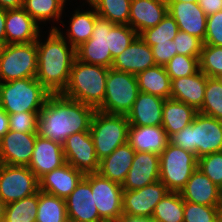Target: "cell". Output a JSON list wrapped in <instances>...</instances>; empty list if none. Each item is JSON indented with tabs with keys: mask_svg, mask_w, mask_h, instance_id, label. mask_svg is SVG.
Masks as SVG:
<instances>
[{
	"mask_svg": "<svg viewBox=\"0 0 222 222\" xmlns=\"http://www.w3.org/2000/svg\"><path fill=\"white\" fill-rule=\"evenodd\" d=\"M66 164L63 147L50 139L36 136L33 154L28 168L38 179L54 169Z\"/></svg>",
	"mask_w": 222,
	"mask_h": 222,
	"instance_id": "19",
	"label": "cell"
},
{
	"mask_svg": "<svg viewBox=\"0 0 222 222\" xmlns=\"http://www.w3.org/2000/svg\"><path fill=\"white\" fill-rule=\"evenodd\" d=\"M139 92L170 98L171 79L164 66L155 65L136 75Z\"/></svg>",
	"mask_w": 222,
	"mask_h": 222,
	"instance_id": "32",
	"label": "cell"
},
{
	"mask_svg": "<svg viewBox=\"0 0 222 222\" xmlns=\"http://www.w3.org/2000/svg\"><path fill=\"white\" fill-rule=\"evenodd\" d=\"M85 175L66 163L39 179V190L60 198H67Z\"/></svg>",
	"mask_w": 222,
	"mask_h": 222,
	"instance_id": "22",
	"label": "cell"
},
{
	"mask_svg": "<svg viewBox=\"0 0 222 222\" xmlns=\"http://www.w3.org/2000/svg\"><path fill=\"white\" fill-rule=\"evenodd\" d=\"M5 22H6V10L0 8V44L6 45V32H5Z\"/></svg>",
	"mask_w": 222,
	"mask_h": 222,
	"instance_id": "51",
	"label": "cell"
},
{
	"mask_svg": "<svg viewBox=\"0 0 222 222\" xmlns=\"http://www.w3.org/2000/svg\"><path fill=\"white\" fill-rule=\"evenodd\" d=\"M37 43L6 44L0 53V82L36 78Z\"/></svg>",
	"mask_w": 222,
	"mask_h": 222,
	"instance_id": "9",
	"label": "cell"
},
{
	"mask_svg": "<svg viewBox=\"0 0 222 222\" xmlns=\"http://www.w3.org/2000/svg\"><path fill=\"white\" fill-rule=\"evenodd\" d=\"M67 218L73 222H104L98 213L91 184L83 177L75 190L65 198Z\"/></svg>",
	"mask_w": 222,
	"mask_h": 222,
	"instance_id": "16",
	"label": "cell"
},
{
	"mask_svg": "<svg viewBox=\"0 0 222 222\" xmlns=\"http://www.w3.org/2000/svg\"><path fill=\"white\" fill-rule=\"evenodd\" d=\"M41 27L23 8L6 10V44L35 42Z\"/></svg>",
	"mask_w": 222,
	"mask_h": 222,
	"instance_id": "20",
	"label": "cell"
},
{
	"mask_svg": "<svg viewBox=\"0 0 222 222\" xmlns=\"http://www.w3.org/2000/svg\"><path fill=\"white\" fill-rule=\"evenodd\" d=\"M131 0H96L92 6L102 19L128 25Z\"/></svg>",
	"mask_w": 222,
	"mask_h": 222,
	"instance_id": "35",
	"label": "cell"
},
{
	"mask_svg": "<svg viewBox=\"0 0 222 222\" xmlns=\"http://www.w3.org/2000/svg\"><path fill=\"white\" fill-rule=\"evenodd\" d=\"M2 48H3V45H2V44H0V53H1Z\"/></svg>",
	"mask_w": 222,
	"mask_h": 222,
	"instance_id": "58",
	"label": "cell"
},
{
	"mask_svg": "<svg viewBox=\"0 0 222 222\" xmlns=\"http://www.w3.org/2000/svg\"><path fill=\"white\" fill-rule=\"evenodd\" d=\"M38 133H22L9 130L1 138L0 163L28 166Z\"/></svg>",
	"mask_w": 222,
	"mask_h": 222,
	"instance_id": "15",
	"label": "cell"
},
{
	"mask_svg": "<svg viewBox=\"0 0 222 222\" xmlns=\"http://www.w3.org/2000/svg\"><path fill=\"white\" fill-rule=\"evenodd\" d=\"M83 1H84L85 3H84ZM95 1H96V0H82L81 2H83V3H82L83 5L86 4V7H87V4H88V6H89V5H92Z\"/></svg>",
	"mask_w": 222,
	"mask_h": 222,
	"instance_id": "56",
	"label": "cell"
},
{
	"mask_svg": "<svg viewBox=\"0 0 222 222\" xmlns=\"http://www.w3.org/2000/svg\"><path fill=\"white\" fill-rule=\"evenodd\" d=\"M217 209H218L219 218L222 219V187H220V190H219V201H218Z\"/></svg>",
	"mask_w": 222,
	"mask_h": 222,
	"instance_id": "53",
	"label": "cell"
},
{
	"mask_svg": "<svg viewBox=\"0 0 222 222\" xmlns=\"http://www.w3.org/2000/svg\"><path fill=\"white\" fill-rule=\"evenodd\" d=\"M24 0H0V8L5 10L23 8Z\"/></svg>",
	"mask_w": 222,
	"mask_h": 222,
	"instance_id": "50",
	"label": "cell"
},
{
	"mask_svg": "<svg viewBox=\"0 0 222 222\" xmlns=\"http://www.w3.org/2000/svg\"><path fill=\"white\" fill-rule=\"evenodd\" d=\"M197 168L215 185L222 187V151L198 158Z\"/></svg>",
	"mask_w": 222,
	"mask_h": 222,
	"instance_id": "43",
	"label": "cell"
},
{
	"mask_svg": "<svg viewBox=\"0 0 222 222\" xmlns=\"http://www.w3.org/2000/svg\"><path fill=\"white\" fill-rule=\"evenodd\" d=\"M91 184L94 201L100 218L104 222H118L123 215V189L121 184L111 181L98 172L84 176Z\"/></svg>",
	"mask_w": 222,
	"mask_h": 222,
	"instance_id": "10",
	"label": "cell"
},
{
	"mask_svg": "<svg viewBox=\"0 0 222 222\" xmlns=\"http://www.w3.org/2000/svg\"><path fill=\"white\" fill-rule=\"evenodd\" d=\"M198 111L186 103L172 98L165 99L162 109V127L170 138L190 125Z\"/></svg>",
	"mask_w": 222,
	"mask_h": 222,
	"instance_id": "31",
	"label": "cell"
},
{
	"mask_svg": "<svg viewBox=\"0 0 222 222\" xmlns=\"http://www.w3.org/2000/svg\"><path fill=\"white\" fill-rule=\"evenodd\" d=\"M215 78L219 81V83H220L221 86H222V74L218 75V76L215 77Z\"/></svg>",
	"mask_w": 222,
	"mask_h": 222,
	"instance_id": "57",
	"label": "cell"
},
{
	"mask_svg": "<svg viewBox=\"0 0 222 222\" xmlns=\"http://www.w3.org/2000/svg\"><path fill=\"white\" fill-rule=\"evenodd\" d=\"M203 44L222 46V10L207 16Z\"/></svg>",
	"mask_w": 222,
	"mask_h": 222,
	"instance_id": "46",
	"label": "cell"
},
{
	"mask_svg": "<svg viewBox=\"0 0 222 222\" xmlns=\"http://www.w3.org/2000/svg\"><path fill=\"white\" fill-rule=\"evenodd\" d=\"M108 71L109 68L104 66L84 63L75 58L69 83L62 95L97 110L104 101Z\"/></svg>",
	"mask_w": 222,
	"mask_h": 222,
	"instance_id": "3",
	"label": "cell"
},
{
	"mask_svg": "<svg viewBox=\"0 0 222 222\" xmlns=\"http://www.w3.org/2000/svg\"><path fill=\"white\" fill-rule=\"evenodd\" d=\"M217 206H205L184 201L183 222H219Z\"/></svg>",
	"mask_w": 222,
	"mask_h": 222,
	"instance_id": "42",
	"label": "cell"
},
{
	"mask_svg": "<svg viewBox=\"0 0 222 222\" xmlns=\"http://www.w3.org/2000/svg\"><path fill=\"white\" fill-rule=\"evenodd\" d=\"M197 164L196 154L169 142L160 155L159 181L169 192H180L197 169Z\"/></svg>",
	"mask_w": 222,
	"mask_h": 222,
	"instance_id": "7",
	"label": "cell"
},
{
	"mask_svg": "<svg viewBox=\"0 0 222 222\" xmlns=\"http://www.w3.org/2000/svg\"><path fill=\"white\" fill-rule=\"evenodd\" d=\"M198 4L207 16L222 10V0H199Z\"/></svg>",
	"mask_w": 222,
	"mask_h": 222,
	"instance_id": "48",
	"label": "cell"
},
{
	"mask_svg": "<svg viewBox=\"0 0 222 222\" xmlns=\"http://www.w3.org/2000/svg\"><path fill=\"white\" fill-rule=\"evenodd\" d=\"M219 190L220 188L197 168L180 194L184 201L205 206H217Z\"/></svg>",
	"mask_w": 222,
	"mask_h": 222,
	"instance_id": "28",
	"label": "cell"
},
{
	"mask_svg": "<svg viewBox=\"0 0 222 222\" xmlns=\"http://www.w3.org/2000/svg\"><path fill=\"white\" fill-rule=\"evenodd\" d=\"M198 112L222 120V86L216 78L207 77L204 102Z\"/></svg>",
	"mask_w": 222,
	"mask_h": 222,
	"instance_id": "38",
	"label": "cell"
},
{
	"mask_svg": "<svg viewBox=\"0 0 222 222\" xmlns=\"http://www.w3.org/2000/svg\"><path fill=\"white\" fill-rule=\"evenodd\" d=\"M160 155L148 152H136L125 181L123 191L142 188L159 181Z\"/></svg>",
	"mask_w": 222,
	"mask_h": 222,
	"instance_id": "17",
	"label": "cell"
},
{
	"mask_svg": "<svg viewBox=\"0 0 222 222\" xmlns=\"http://www.w3.org/2000/svg\"><path fill=\"white\" fill-rule=\"evenodd\" d=\"M170 143L197 158L222 151V120L197 113L193 122L169 138Z\"/></svg>",
	"mask_w": 222,
	"mask_h": 222,
	"instance_id": "4",
	"label": "cell"
},
{
	"mask_svg": "<svg viewBox=\"0 0 222 222\" xmlns=\"http://www.w3.org/2000/svg\"><path fill=\"white\" fill-rule=\"evenodd\" d=\"M173 41L177 54L200 58L203 42L197 37L178 30Z\"/></svg>",
	"mask_w": 222,
	"mask_h": 222,
	"instance_id": "44",
	"label": "cell"
},
{
	"mask_svg": "<svg viewBox=\"0 0 222 222\" xmlns=\"http://www.w3.org/2000/svg\"><path fill=\"white\" fill-rule=\"evenodd\" d=\"M118 222H156L152 218L147 217H138V216H129L126 214H123Z\"/></svg>",
	"mask_w": 222,
	"mask_h": 222,
	"instance_id": "52",
	"label": "cell"
},
{
	"mask_svg": "<svg viewBox=\"0 0 222 222\" xmlns=\"http://www.w3.org/2000/svg\"><path fill=\"white\" fill-rule=\"evenodd\" d=\"M151 218L156 222H183L184 200L180 192H168L155 206Z\"/></svg>",
	"mask_w": 222,
	"mask_h": 222,
	"instance_id": "34",
	"label": "cell"
},
{
	"mask_svg": "<svg viewBox=\"0 0 222 222\" xmlns=\"http://www.w3.org/2000/svg\"><path fill=\"white\" fill-rule=\"evenodd\" d=\"M169 137L161 126L129 125L127 143L136 152L161 155L169 143Z\"/></svg>",
	"mask_w": 222,
	"mask_h": 222,
	"instance_id": "24",
	"label": "cell"
},
{
	"mask_svg": "<svg viewBox=\"0 0 222 222\" xmlns=\"http://www.w3.org/2000/svg\"><path fill=\"white\" fill-rule=\"evenodd\" d=\"M199 70L211 78L222 74V46L203 44L199 58Z\"/></svg>",
	"mask_w": 222,
	"mask_h": 222,
	"instance_id": "39",
	"label": "cell"
},
{
	"mask_svg": "<svg viewBox=\"0 0 222 222\" xmlns=\"http://www.w3.org/2000/svg\"><path fill=\"white\" fill-rule=\"evenodd\" d=\"M207 76L198 70L195 74L171 80L170 98L194 107L197 111L204 102Z\"/></svg>",
	"mask_w": 222,
	"mask_h": 222,
	"instance_id": "25",
	"label": "cell"
},
{
	"mask_svg": "<svg viewBox=\"0 0 222 222\" xmlns=\"http://www.w3.org/2000/svg\"><path fill=\"white\" fill-rule=\"evenodd\" d=\"M65 199L38 191L36 222H67Z\"/></svg>",
	"mask_w": 222,
	"mask_h": 222,
	"instance_id": "33",
	"label": "cell"
},
{
	"mask_svg": "<svg viewBox=\"0 0 222 222\" xmlns=\"http://www.w3.org/2000/svg\"><path fill=\"white\" fill-rule=\"evenodd\" d=\"M38 192L21 200L6 204L5 222H36Z\"/></svg>",
	"mask_w": 222,
	"mask_h": 222,
	"instance_id": "36",
	"label": "cell"
},
{
	"mask_svg": "<svg viewBox=\"0 0 222 222\" xmlns=\"http://www.w3.org/2000/svg\"><path fill=\"white\" fill-rule=\"evenodd\" d=\"M82 6L84 7L85 5L82 4L74 11H72V13H74L69 18V21H67L69 24L66 29L67 32L63 30L61 31L63 28H60V24L57 28V31L75 49L90 39L94 29L95 21L99 17L92 5H89L90 8L87 7L88 9L86 8V10H84Z\"/></svg>",
	"mask_w": 222,
	"mask_h": 222,
	"instance_id": "27",
	"label": "cell"
},
{
	"mask_svg": "<svg viewBox=\"0 0 222 222\" xmlns=\"http://www.w3.org/2000/svg\"><path fill=\"white\" fill-rule=\"evenodd\" d=\"M6 204L0 198V222H4Z\"/></svg>",
	"mask_w": 222,
	"mask_h": 222,
	"instance_id": "54",
	"label": "cell"
},
{
	"mask_svg": "<svg viewBox=\"0 0 222 222\" xmlns=\"http://www.w3.org/2000/svg\"><path fill=\"white\" fill-rule=\"evenodd\" d=\"M167 13L165 0H131L128 25L140 34L160 23Z\"/></svg>",
	"mask_w": 222,
	"mask_h": 222,
	"instance_id": "23",
	"label": "cell"
},
{
	"mask_svg": "<svg viewBox=\"0 0 222 222\" xmlns=\"http://www.w3.org/2000/svg\"><path fill=\"white\" fill-rule=\"evenodd\" d=\"M168 192L166 185L161 181L139 189L123 191V214L151 218L155 206Z\"/></svg>",
	"mask_w": 222,
	"mask_h": 222,
	"instance_id": "14",
	"label": "cell"
},
{
	"mask_svg": "<svg viewBox=\"0 0 222 222\" xmlns=\"http://www.w3.org/2000/svg\"><path fill=\"white\" fill-rule=\"evenodd\" d=\"M166 2H193L197 3L199 0H165Z\"/></svg>",
	"mask_w": 222,
	"mask_h": 222,
	"instance_id": "55",
	"label": "cell"
},
{
	"mask_svg": "<svg viewBox=\"0 0 222 222\" xmlns=\"http://www.w3.org/2000/svg\"><path fill=\"white\" fill-rule=\"evenodd\" d=\"M151 48L156 65L165 66L175 55H177L173 40L158 43Z\"/></svg>",
	"mask_w": 222,
	"mask_h": 222,
	"instance_id": "47",
	"label": "cell"
},
{
	"mask_svg": "<svg viewBox=\"0 0 222 222\" xmlns=\"http://www.w3.org/2000/svg\"><path fill=\"white\" fill-rule=\"evenodd\" d=\"M42 35L36 41V79L51 94H62L69 83L76 49L57 30L49 29L46 38Z\"/></svg>",
	"mask_w": 222,
	"mask_h": 222,
	"instance_id": "2",
	"label": "cell"
},
{
	"mask_svg": "<svg viewBox=\"0 0 222 222\" xmlns=\"http://www.w3.org/2000/svg\"><path fill=\"white\" fill-rule=\"evenodd\" d=\"M178 25L174 18L167 13L163 20L154 27L142 31L139 36L150 47L173 40L178 32Z\"/></svg>",
	"mask_w": 222,
	"mask_h": 222,
	"instance_id": "37",
	"label": "cell"
},
{
	"mask_svg": "<svg viewBox=\"0 0 222 222\" xmlns=\"http://www.w3.org/2000/svg\"><path fill=\"white\" fill-rule=\"evenodd\" d=\"M70 0H24L23 9L41 26L46 27V23L53 22L50 30H57L60 22L62 27H65V22L62 20L63 12L67 2ZM47 21V22H46ZM57 21V22H56ZM56 23V26H55Z\"/></svg>",
	"mask_w": 222,
	"mask_h": 222,
	"instance_id": "30",
	"label": "cell"
},
{
	"mask_svg": "<svg viewBox=\"0 0 222 222\" xmlns=\"http://www.w3.org/2000/svg\"><path fill=\"white\" fill-rule=\"evenodd\" d=\"M39 112H20L9 114V128L11 131L22 133L38 132Z\"/></svg>",
	"mask_w": 222,
	"mask_h": 222,
	"instance_id": "45",
	"label": "cell"
},
{
	"mask_svg": "<svg viewBox=\"0 0 222 222\" xmlns=\"http://www.w3.org/2000/svg\"><path fill=\"white\" fill-rule=\"evenodd\" d=\"M138 36L129 25L115 24L109 32V50L112 58L121 54Z\"/></svg>",
	"mask_w": 222,
	"mask_h": 222,
	"instance_id": "40",
	"label": "cell"
},
{
	"mask_svg": "<svg viewBox=\"0 0 222 222\" xmlns=\"http://www.w3.org/2000/svg\"><path fill=\"white\" fill-rule=\"evenodd\" d=\"M50 95L36 78L0 82V106L8 114L40 112Z\"/></svg>",
	"mask_w": 222,
	"mask_h": 222,
	"instance_id": "5",
	"label": "cell"
},
{
	"mask_svg": "<svg viewBox=\"0 0 222 222\" xmlns=\"http://www.w3.org/2000/svg\"><path fill=\"white\" fill-rule=\"evenodd\" d=\"M62 147L66 163L84 175L98 172L100 160L96 156L90 131L68 136Z\"/></svg>",
	"mask_w": 222,
	"mask_h": 222,
	"instance_id": "13",
	"label": "cell"
},
{
	"mask_svg": "<svg viewBox=\"0 0 222 222\" xmlns=\"http://www.w3.org/2000/svg\"><path fill=\"white\" fill-rule=\"evenodd\" d=\"M164 98L139 92L133 107L126 115L129 125L161 126Z\"/></svg>",
	"mask_w": 222,
	"mask_h": 222,
	"instance_id": "26",
	"label": "cell"
},
{
	"mask_svg": "<svg viewBox=\"0 0 222 222\" xmlns=\"http://www.w3.org/2000/svg\"><path fill=\"white\" fill-rule=\"evenodd\" d=\"M138 93L136 75L109 68L104 101L97 110L108 114L127 115Z\"/></svg>",
	"mask_w": 222,
	"mask_h": 222,
	"instance_id": "8",
	"label": "cell"
},
{
	"mask_svg": "<svg viewBox=\"0 0 222 222\" xmlns=\"http://www.w3.org/2000/svg\"><path fill=\"white\" fill-rule=\"evenodd\" d=\"M155 65L152 48L138 36L121 54L114 58L111 68L137 75Z\"/></svg>",
	"mask_w": 222,
	"mask_h": 222,
	"instance_id": "21",
	"label": "cell"
},
{
	"mask_svg": "<svg viewBox=\"0 0 222 222\" xmlns=\"http://www.w3.org/2000/svg\"><path fill=\"white\" fill-rule=\"evenodd\" d=\"M170 79L187 77L199 70V58L185 55H175L165 66Z\"/></svg>",
	"mask_w": 222,
	"mask_h": 222,
	"instance_id": "41",
	"label": "cell"
},
{
	"mask_svg": "<svg viewBox=\"0 0 222 222\" xmlns=\"http://www.w3.org/2000/svg\"><path fill=\"white\" fill-rule=\"evenodd\" d=\"M128 127L129 122L126 115L95 111L90 133L99 160L110 155L117 147L127 143Z\"/></svg>",
	"mask_w": 222,
	"mask_h": 222,
	"instance_id": "6",
	"label": "cell"
},
{
	"mask_svg": "<svg viewBox=\"0 0 222 222\" xmlns=\"http://www.w3.org/2000/svg\"><path fill=\"white\" fill-rule=\"evenodd\" d=\"M168 13L174 18L178 29L197 37L204 42L207 15L198 2H166Z\"/></svg>",
	"mask_w": 222,
	"mask_h": 222,
	"instance_id": "18",
	"label": "cell"
},
{
	"mask_svg": "<svg viewBox=\"0 0 222 222\" xmlns=\"http://www.w3.org/2000/svg\"><path fill=\"white\" fill-rule=\"evenodd\" d=\"M9 130V114L0 106V137L2 138Z\"/></svg>",
	"mask_w": 222,
	"mask_h": 222,
	"instance_id": "49",
	"label": "cell"
},
{
	"mask_svg": "<svg viewBox=\"0 0 222 222\" xmlns=\"http://www.w3.org/2000/svg\"><path fill=\"white\" fill-rule=\"evenodd\" d=\"M136 151L125 143L99 161L98 173L122 185L132 165Z\"/></svg>",
	"mask_w": 222,
	"mask_h": 222,
	"instance_id": "29",
	"label": "cell"
},
{
	"mask_svg": "<svg viewBox=\"0 0 222 222\" xmlns=\"http://www.w3.org/2000/svg\"><path fill=\"white\" fill-rule=\"evenodd\" d=\"M96 109L62 94H51L39 112L38 135L61 145L68 136L90 131Z\"/></svg>",
	"mask_w": 222,
	"mask_h": 222,
	"instance_id": "1",
	"label": "cell"
},
{
	"mask_svg": "<svg viewBox=\"0 0 222 222\" xmlns=\"http://www.w3.org/2000/svg\"><path fill=\"white\" fill-rule=\"evenodd\" d=\"M114 25L98 17L90 39L76 48V58L84 63L111 68L114 59L109 50V32Z\"/></svg>",
	"mask_w": 222,
	"mask_h": 222,
	"instance_id": "12",
	"label": "cell"
},
{
	"mask_svg": "<svg viewBox=\"0 0 222 222\" xmlns=\"http://www.w3.org/2000/svg\"><path fill=\"white\" fill-rule=\"evenodd\" d=\"M39 191V179L28 166L0 163V198L5 204L21 200Z\"/></svg>",
	"mask_w": 222,
	"mask_h": 222,
	"instance_id": "11",
	"label": "cell"
}]
</instances>
